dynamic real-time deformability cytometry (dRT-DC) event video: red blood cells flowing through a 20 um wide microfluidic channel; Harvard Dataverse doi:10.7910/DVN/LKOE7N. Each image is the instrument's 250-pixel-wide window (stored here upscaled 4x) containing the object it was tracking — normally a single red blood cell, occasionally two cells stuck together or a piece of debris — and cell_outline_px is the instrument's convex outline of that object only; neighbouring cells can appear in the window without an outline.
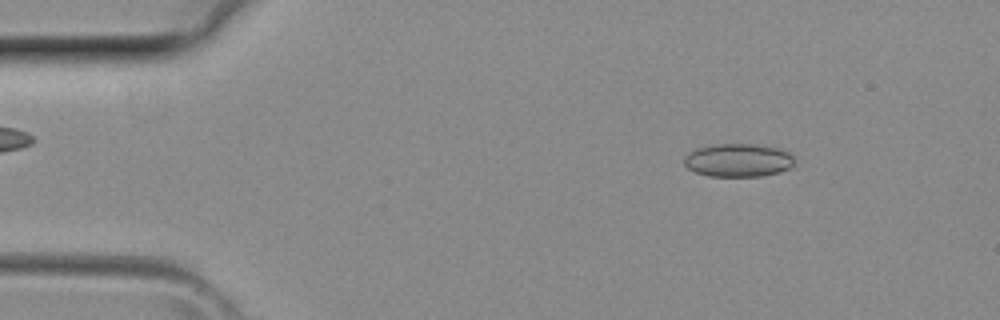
{"species": "common noctule bat (a hibernating species)", "species_latin": "Nyctalus noctula", "temperature_condition": "room temperature", "stored_images_in_passage": 2, "camera_frame_rate_fps": 3000, "um_per_image_px": 0.085, "animal": {"sex": "female", "body_mass_g": 29.2, "forearm_length_mm": 56.3}, "frame": {"image": 1, "passage_image": 1, "time_ms": 0.0, "image_size_px": [1000, 320], "cell_outline_px": [[796, 164], [792, 168], [780, 172], [760, 176], [708, 176], [696, 172], [688, 168], [684, 164], [684, 156], [688, 152], [696, 148], [712, 144], [756, 144], [776, 148], [788, 152], [792, 156]], "centroid_in_image_um": [62.75, 13.62], "position_along_channel_um": 22.3, "area_um2": 21.56}}